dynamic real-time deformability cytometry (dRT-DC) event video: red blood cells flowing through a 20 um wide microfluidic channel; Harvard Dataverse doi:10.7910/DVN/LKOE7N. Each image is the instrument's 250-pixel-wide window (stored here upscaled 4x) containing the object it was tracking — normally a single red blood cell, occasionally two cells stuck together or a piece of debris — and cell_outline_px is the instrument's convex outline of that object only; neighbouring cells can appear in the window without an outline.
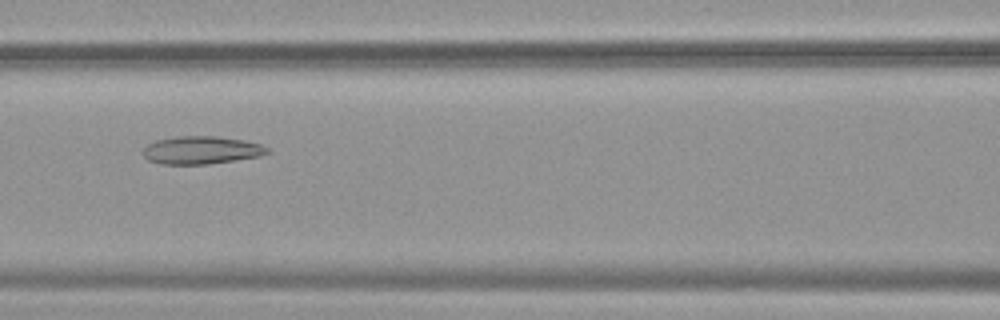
{"species": "common noctule bat (a hibernating species)", "species_latin": "Nyctalus noctula", "temperature_condition": "warm", "stored_images_in_passage": 54, "camera_frame_rate_fps": 3000, "um_per_image_px": 0.085, "animal": {"sex": "female", "body_mass_g": 19.9}, "frame": {"image": 1, "passage_image": 25, "time_ms": 8.0, "image_size_px": [1000, 320], "cell_outline_px": [[272, 152], [260, 156], [236, 160], [208, 164], [160, 164], [148, 160], [140, 152], [148, 144], [156, 140], [176, 136], [216, 136], [244, 140], [260, 144], [268, 148]], "centroid_in_image_um": [17.11, 12.76], "position_along_channel_um": 149.5, "area_um2": 20.35}}
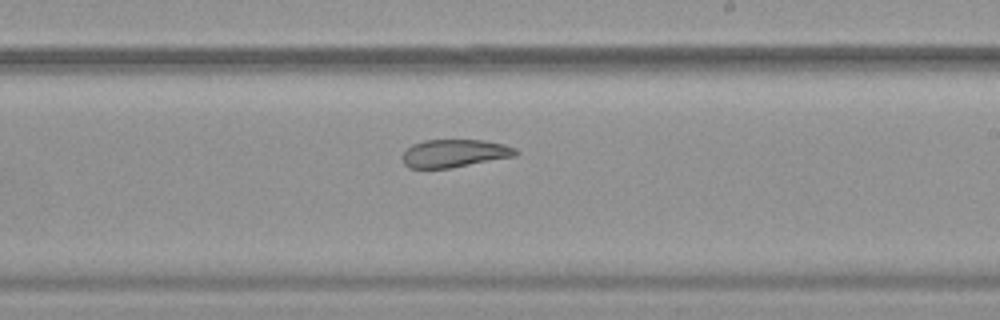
{"frame": {"image": 2, "passage_image": 33, "time_ms": 10.667, "image_size_px": [1000, 320], "cell_outline_px": [[520, 152], [516, 156], [448, 168], [408, 168], [404, 164], [400, 156], [412, 144], [424, 140], [484, 140], [504, 144], [516, 148]], "centroid_in_image_um": [38.62, 13.03], "position_along_channel_um": 250.4, "area_um2": 18.5}}
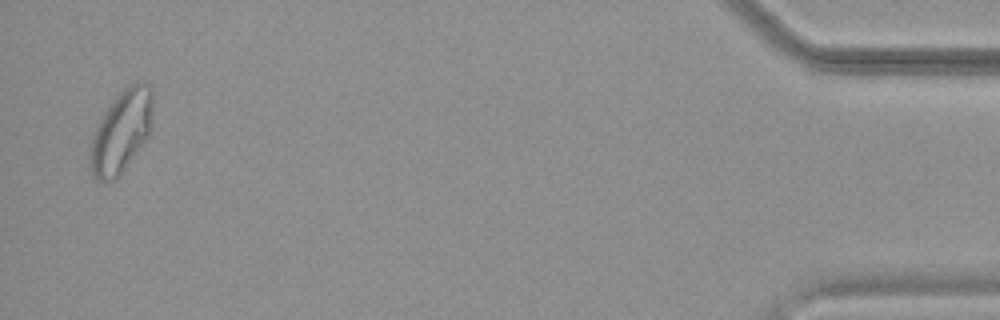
{"frame": {"image": 3, "passage_image": 53, "time_ms": 17.333, "image_size_px": [1000, 320], "cell_outline_px": [[152, 124], [148, 136], [116, 180], [100, 180], [88, 168], [88, 156], [92, 136], [104, 112], [116, 96], [128, 84], [140, 80], [148, 84], [152, 88]], "centroid_in_image_um": [10.31, 11.15], "position_along_channel_um": 424.9, "area_um2": 30.06}, "authors_computed_cell_mechanics": {"area_um2": 26.299, "velocity_mm_per_s": 3.8026, "shape_relaxation_time_tau1_ms": null, "shape_relaxation_time_tau2_ms": 2.8838, "deformation_change_tau1": null, "deformation_change_tau2": 0.0861}}